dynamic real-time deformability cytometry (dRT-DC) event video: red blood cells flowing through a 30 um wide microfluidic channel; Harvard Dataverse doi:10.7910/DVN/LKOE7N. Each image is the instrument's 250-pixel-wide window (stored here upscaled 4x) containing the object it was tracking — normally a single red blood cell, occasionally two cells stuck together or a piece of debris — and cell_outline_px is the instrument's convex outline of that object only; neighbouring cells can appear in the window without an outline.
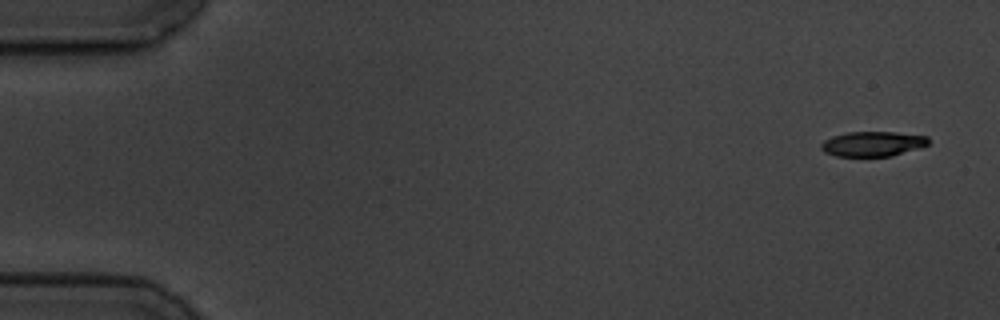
{"species": "common noctule bat (a hibernating species)", "species_latin": "Nyctalus noctula", "temperature_condition": "cold", "stored_images_in_passage": 4, "camera_frame_rate_fps": 3000, "um_per_image_px": 0.085, "animal": {"sex": "male", "body_mass_g": 19.5, "forearm_length_mm": 54.6}, "frame": {"image": 1, "passage_image": 1, "time_ms": 0.0, "image_size_px": [1000, 320], "cell_outline_px": [[928, 144], [920, 148], [892, 156], [836, 156], [824, 152], [820, 148], [820, 144], [824, 140], [832, 136], [848, 132], [896, 132], [928, 136]], "centroid_in_image_um": [74.17, 12.23], "position_along_channel_um": 10.8, "area_um2": 15.66}}
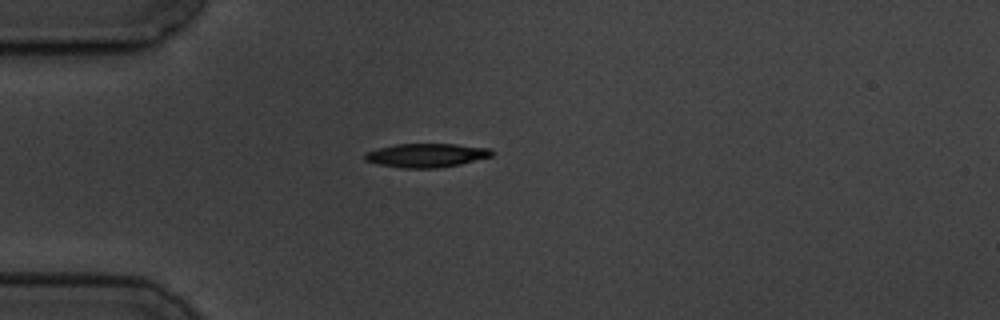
{"frame": {"image": 2, "passage_image": 4, "time_ms": 4.333, "image_size_px": [1000, 320], "cell_outline_px": [[492, 156], [460, 164], [436, 168], [404, 168], [376, 164], [364, 160], [364, 152], [376, 148], [396, 144], [456, 144], [492, 148]], "centroid_in_image_um": [36.2, 13.2], "position_along_channel_um": 48.8, "area_um2": 17.74}}